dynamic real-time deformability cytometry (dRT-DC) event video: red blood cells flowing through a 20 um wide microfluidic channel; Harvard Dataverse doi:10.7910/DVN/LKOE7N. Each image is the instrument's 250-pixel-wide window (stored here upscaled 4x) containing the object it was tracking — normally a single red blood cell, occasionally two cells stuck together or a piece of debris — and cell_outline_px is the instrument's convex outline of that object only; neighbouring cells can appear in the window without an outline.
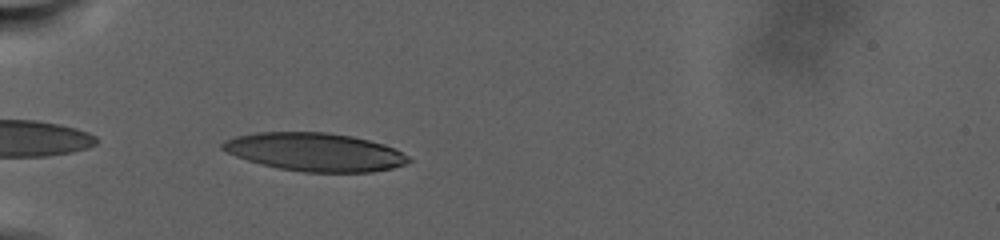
{"species": "human", "species_latin": "Homo sapiens", "temperature_condition": "warm", "stored_images_in_passage": 35, "camera_frame_rate_fps": 3000, "um_per_image_px": 0.085, "donor": {"sex": "male"}, "frame": {"image": 1, "passage_image": 1, "time_ms": 0.0, "image_size_px": [1000, 240], "cell_outline_px": [[412, 160], [404, 164], [392, 168], [372, 172], [304, 172], [280, 168], [260, 164], [236, 156], [220, 148], [220, 144], [224, 140], [236, 136], [256, 132], [328, 132], [352, 136], [384, 144], [408, 156]], "centroid_in_image_um": [26.74, 12.91], "position_along_channel_um": 58.3, "area_um2": 41.33}}
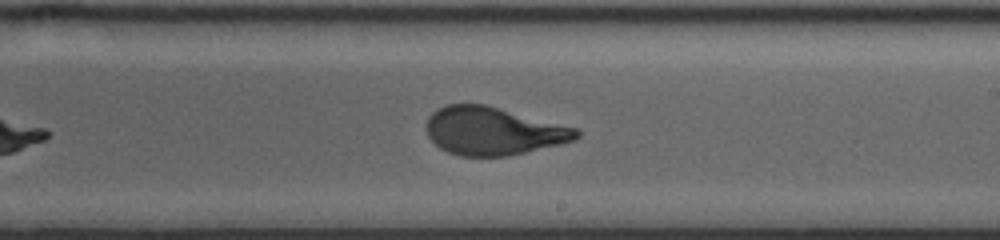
{"frame": {"image": 2, "passage_image": 16, "time_ms": 9.333, "image_size_px": [1000, 240], "cell_outline_px": [[580, 136], [576, 140], [560, 144], [508, 156], [460, 156], [448, 152], [440, 148], [428, 136], [428, 116], [432, 112], [448, 104], [484, 104], [576, 128], [580, 132]], "centroid_in_image_um": [41.92, 11.14], "position_along_channel_um": 247.1, "area_um2": 41.5}}
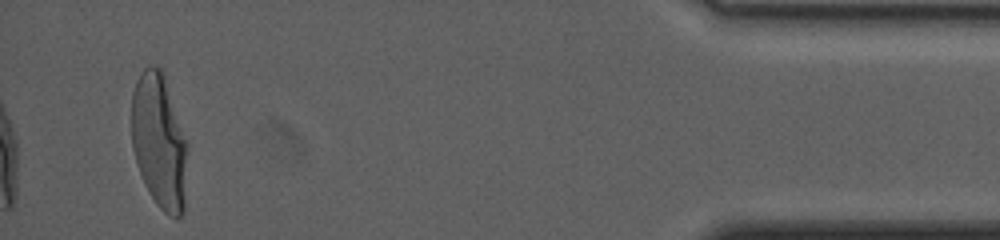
{"frame": {"image": 3, "passage_image": 35, "time_ms": 20.0, "image_size_px": [1000, 240], "cell_outline_px": [[188, 144], [184, 212], [176, 220], [168, 216], [156, 204], [148, 192], [144, 184], [136, 164], [132, 148], [132, 92], [136, 80], [140, 72], [148, 64], [152, 64], [160, 68], [164, 72]], "centroid_in_image_um": [13.54, 12.02], "position_along_channel_um": 421.7, "area_um2": 44.85}, "authors_computed_cell_mechanics": {"area_um2": 42.4252, "velocity_mm_per_s": 2.2066, "shape_relaxation_time_tau1_ms": 9.3325, "shape_relaxation_time_tau2_ms": null, "deformation_change_tau1": 0.2617, "deformation_change_tau2": null}}